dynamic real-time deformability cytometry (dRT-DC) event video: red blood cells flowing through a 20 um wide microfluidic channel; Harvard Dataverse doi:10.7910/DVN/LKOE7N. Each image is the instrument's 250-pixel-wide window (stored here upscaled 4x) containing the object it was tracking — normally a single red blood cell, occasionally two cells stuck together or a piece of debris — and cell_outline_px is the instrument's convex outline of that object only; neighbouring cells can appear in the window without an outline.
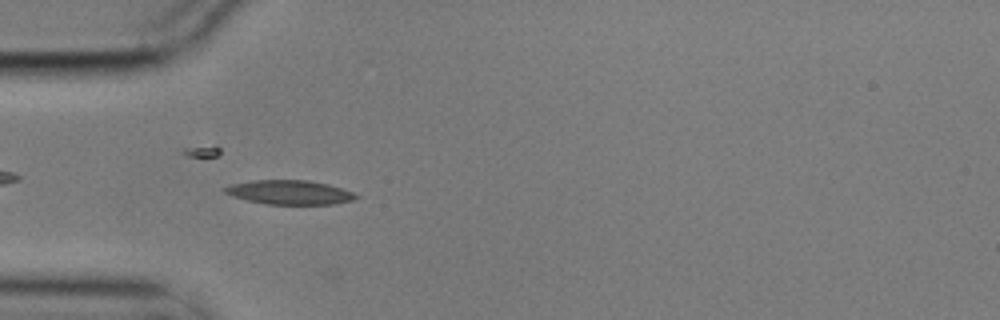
{"species": "common noctule bat (a hibernating species)", "species_latin": "Nyctalus noctula", "temperature_condition": "cold", "stored_images_in_passage": 6, "camera_frame_rate_fps": 3000, "um_per_image_px": 0.085, "animal": {"sex": "male", "body_mass_g": 17.9}, "frame": {"image": 1, "passage_image": 4, "time_ms": 1.0, "image_size_px": [1000, 320], "cell_outline_px": [[360, 196], [352, 200], [336, 204], [264, 204], [232, 196], [224, 192], [220, 188], [232, 184], [252, 180], [308, 180], [328, 184], [352, 192]], "centroid_in_image_um": [24.58, 16.34], "position_along_channel_um": 60.4, "area_um2": 18.5}}
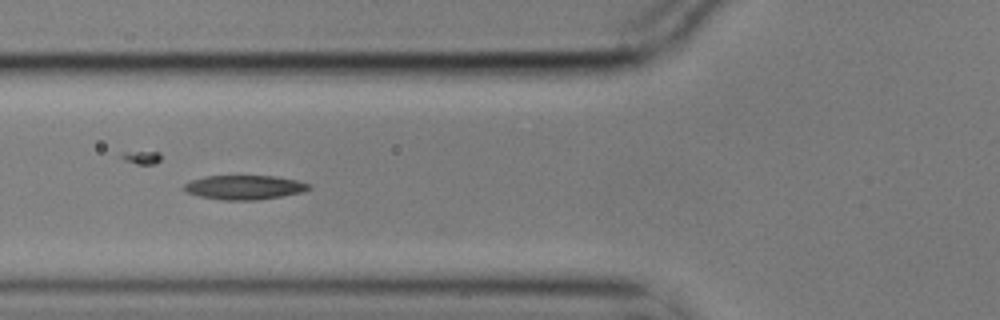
{"frame": {"image": 2, "passage_image": 5, "time_ms": 1.333, "image_size_px": [1000, 320], "cell_outline_px": [[312, 188], [304, 192], [256, 200], [224, 200], [200, 196], [184, 192], [184, 184], [192, 180], [204, 176], [276, 176], [296, 180], [312, 184]], "centroid_in_image_um": [20.8, 15.92], "position_along_channel_um": 105.0, "area_um2": 17.69}}
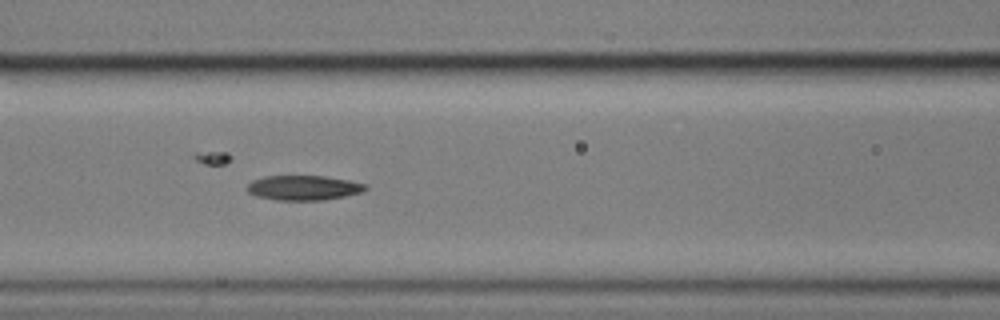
{"frame": {"image": 3, "passage_image": 6, "time_ms": 1.667, "image_size_px": [1000, 320], "cell_outline_px": [[368, 188], [360, 192], [344, 196], [324, 200], [276, 200], [256, 196], [248, 192], [244, 188], [252, 180], [264, 176], [324, 176], [348, 180], [368, 184]], "centroid_in_image_um": [25.77, 15.96], "position_along_channel_um": 140.8, "area_um2": 17.17}}